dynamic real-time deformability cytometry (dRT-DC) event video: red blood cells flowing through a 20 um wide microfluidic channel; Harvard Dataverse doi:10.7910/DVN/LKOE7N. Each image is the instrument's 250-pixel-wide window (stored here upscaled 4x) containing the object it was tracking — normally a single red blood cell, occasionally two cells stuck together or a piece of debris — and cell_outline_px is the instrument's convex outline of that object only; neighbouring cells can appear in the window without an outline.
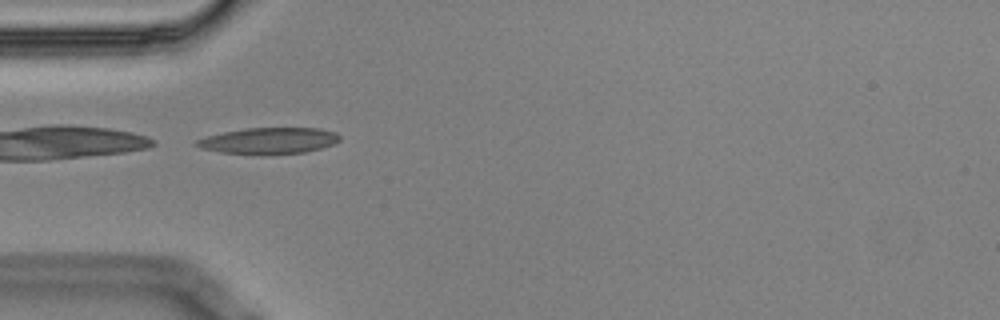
{"species": "Egyptian fruit bat (a non-hibernating species)", "species_latin": "Rousettus aegyptiacus", "temperature_condition": "cold", "stored_images_in_passage": 9, "camera_frame_rate_fps": 3000, "um_per_image_px": 0.085, "animal": {"sex": "male"}, "frame": {"image": 1, "passage_image": 4, "time_ms": 1.0, "image_size_px": [1000, 320], "cell_outline_px": [[340, 140], [332, 144], [320, 148], [304, 152], [268, 156], [264, 156], [220, 152], [200, 148], [192, 144], [196, 140], [208, 136], [224, 132], [244, 128], [320, 128], [336, 132], [340, 136]], "centroid_in_image_um": [22.83, 11.98], "position_along_channel_um": 62.2, "area_um2": 22.31}}
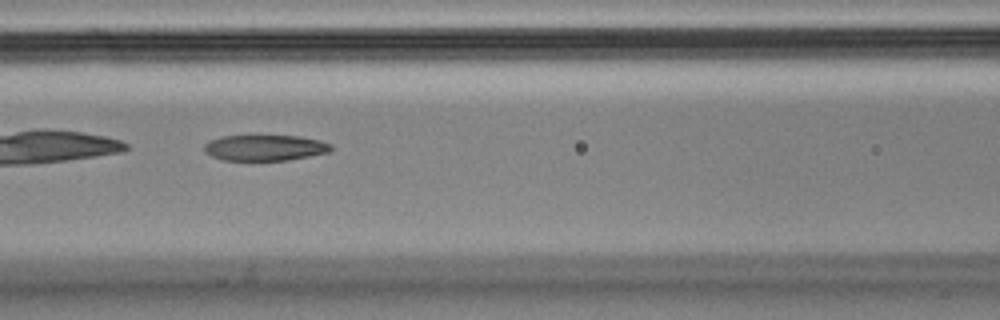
{"frame": {"image": 2, "passage_image": 6, "time_ms": 1.667, "image_size_px": [1000, 320], "cell_outline_px": [[332, 148], [328, 152], [288, 160], [248, 164], [220, 160], [204, 152], [204, 144], [208, 140], [220, 136], [300, 136], [320, 140], [332, 144]], "centroid_in_image_um": [22.43, 12.61], "position_along_channel_um": 144.2, "area_um2": 20.11}}
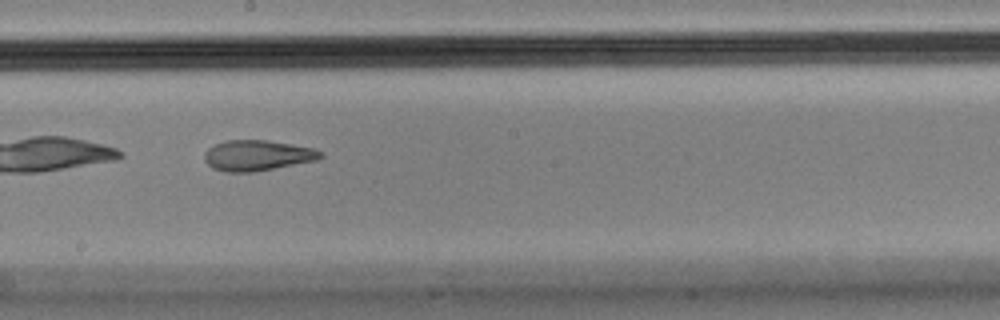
{"frame": {"image": 3, "passage_image": 8, "time_ms": 2.333, "image_size_px": [1000, 320], "cell_outline_px": [[324, 156], [316, 160], [252, 172], [224, 172], [212, 168], [204, 160], [204, 152], [208, 148], [224, 140], [268, 140], [316, 148], [324, 152]], "centroid_in_image_um": [21.88, 13.2], "position_along_channel_um": 226.3, "area_um2": 20.81}}